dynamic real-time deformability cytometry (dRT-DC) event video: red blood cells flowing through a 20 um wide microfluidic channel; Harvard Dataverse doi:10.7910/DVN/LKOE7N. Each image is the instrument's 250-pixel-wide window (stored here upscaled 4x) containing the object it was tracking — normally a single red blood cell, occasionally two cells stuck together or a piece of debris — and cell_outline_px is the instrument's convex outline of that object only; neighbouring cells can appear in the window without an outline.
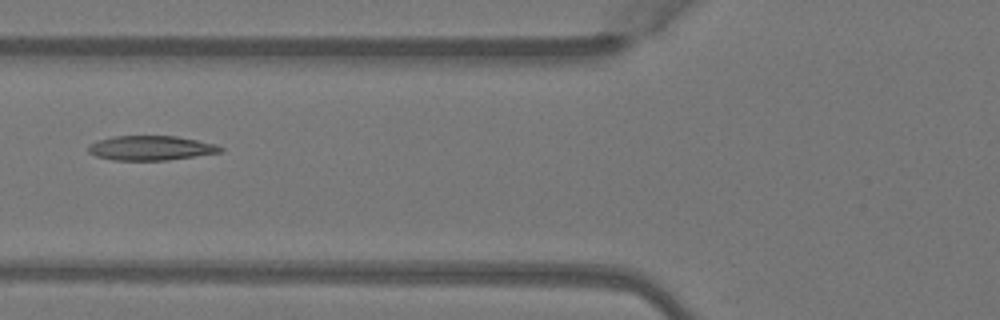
{"species": "Egyptian fruit bat (a non-hibernating species)", "species_latin": "Rousettus aegyptiacus", "temperature_condition": "warm", "stored_images_in_passage": 6, "camera_frame_rate_fps": 3000, "um_per_image_px": 0.085, "animal": {"sex": "female"}, "frame": {"image": 1, "passage_image": 5, "time_ms": 1.333, "image_size_px": [1000, 320], "cell_outline_px": [[224, 152], [168, 160], [112, 160], [96, 156], [88, 152], [88, 144], [96, 140], [112, 136], [176, 136], [216, 144], [224, 148]], "centroid_in_image_um": [12.81, 12.58], "position_along_channel_um": 113.0, "area_um2": 19.07}}
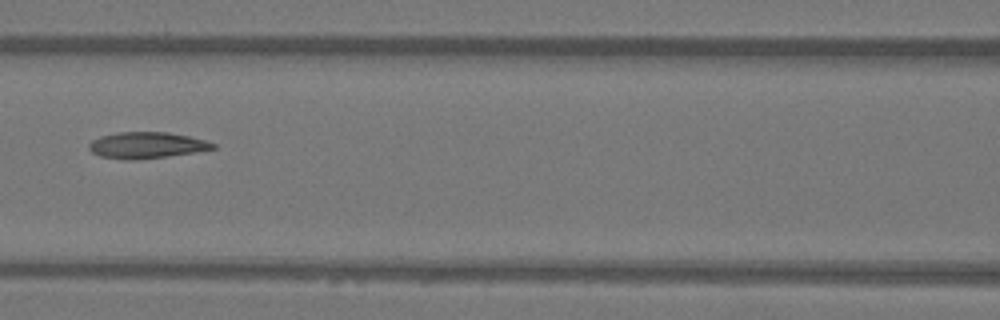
{"frame": {"image": 2, "passage_image": 6, "time_ms": 1.667, "image_size_px": [1000, 320], "cell_outline_px": [[216, 148], [168, 156], [136, 160], [124, 160], [100, 156], [92, 152], [88, 148], [88, 144], [92, 140], [100, 136], [116, 132], [168, 132], [188, 136], [204, 140], [216, 144]], "centroid_in_image_um": [12.41, 12.34], "position_along_channel_um": 154.2, "area_um2": 18.96}}